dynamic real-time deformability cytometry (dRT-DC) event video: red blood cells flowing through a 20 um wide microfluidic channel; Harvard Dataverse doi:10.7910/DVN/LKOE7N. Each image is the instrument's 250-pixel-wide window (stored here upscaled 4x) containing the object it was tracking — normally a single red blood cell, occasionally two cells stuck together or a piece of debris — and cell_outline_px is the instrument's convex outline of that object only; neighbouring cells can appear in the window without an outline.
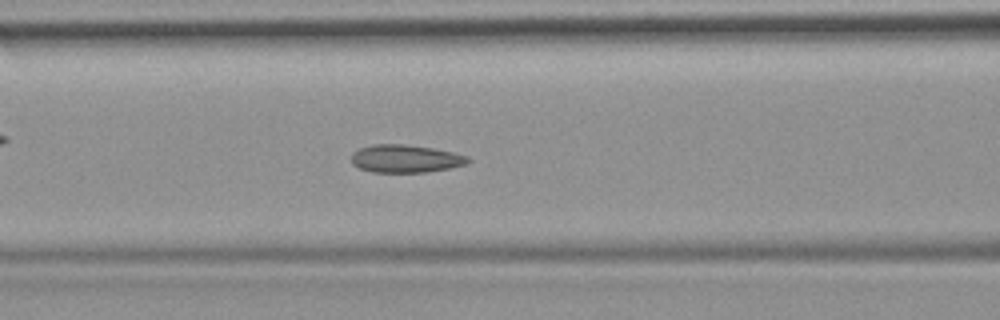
{"species": "common noctule bat (a hibernating species)", "species_latin": "Nyctalus noctula", "temperature_condition": "room temperature", "stored_images_in_passage": 43, "camera_frame_rate_fps": 3000, "um_per_image_px": 0.085, "animal": {"sex": "female", "body_mass_g": 19.9}, "frame": {"image": 1, "passage_image": 13, "time_ms": 4.0, "image_size_px": [1000, 320], "cell_outline_px": [[472, 160], [464, 164], [452, 168], [428, 172], [372, 172], [360, 168], [352, 164], [352, 152], [360, 148], [372, 144], [404, 144], [432, 148], [452, 152], [468, 156]], "centroid_in_image_um": [34.47, 13.49], "position_along_channel_um": 132.1, "area_um2": 18.96}, "authors_computed_cell_mechanics": {"area_um2": 18.9584, "velocity_mm_per_s": 3.8485, "shape_relaxation_time_tau1_ms": null, "shape_relaxation_time_tau2_ms": 1.7119, "deformation_change_tau1": null, "deformation_change_tau2": 0.0646}}